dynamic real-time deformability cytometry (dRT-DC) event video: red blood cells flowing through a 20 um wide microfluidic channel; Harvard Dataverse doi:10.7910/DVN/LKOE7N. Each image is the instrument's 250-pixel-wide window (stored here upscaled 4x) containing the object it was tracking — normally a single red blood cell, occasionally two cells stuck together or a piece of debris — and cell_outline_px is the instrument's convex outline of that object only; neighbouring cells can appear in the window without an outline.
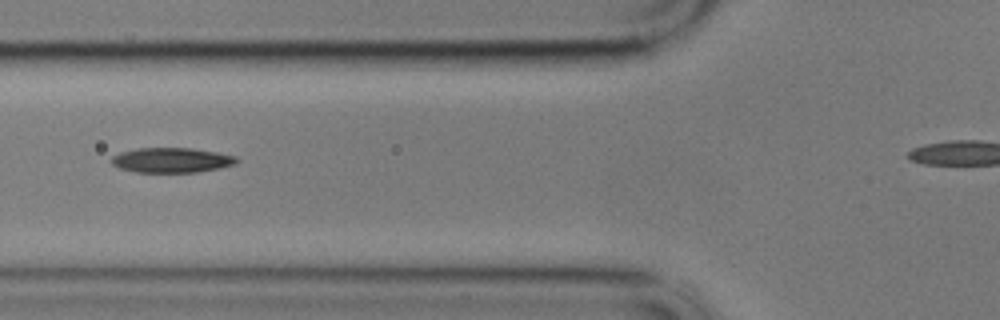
{"species": "common noctule bat (a hibernating species)", "species_latin": "Nyctalus noctula", "temperature_condition": "cold", "stored_images_in_passage": 42, "camera_frame_rate_fps": 3000, "um_per_image_px": 0.085, "animal": {"sex": "male", "body_mass_g": 17.9}, "frame": {"image": 1, "passage_image": 13, "time_ms": 4.0, "image_size_px": [1000, 320], "cell_outline_px": [[240, 160], [236, 164], [220, 168], [196, 172], [136, 172], [120, 168], [112, 164], [108, 160], [112, 156], [120, 152], [136, 148], [192, 148], [216, 152], [236, 156]], "centroid_in_image_um": [14.58, 13.61], "position_along_channel_um": 111.2, "area_um2": 18.32}}
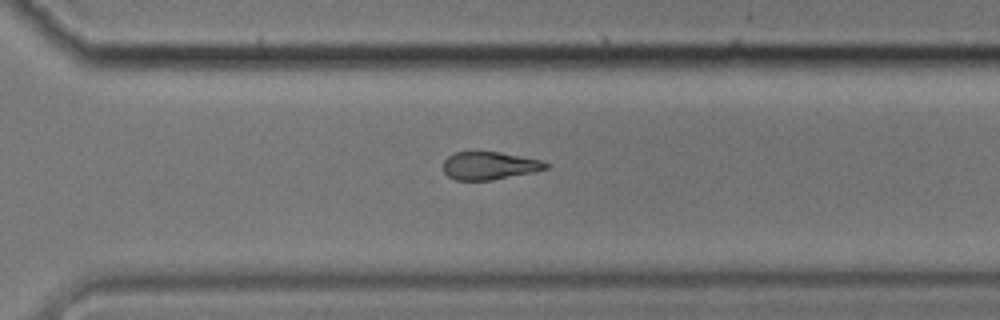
{"frame": {"image": 2, "passage_image": 32, "time_ms": 10.333, "image_size_px": [1000, 320], "cell_outline_px": [[552, 164], [548, 168], [532, 172], [492, 180], [456, 180], [448, 176], [444, 172], [444, 160], [448, 156], [456, 152], [500, 152], [540, 160]], "centroid_in_image_um": [41.61, 14.08], "position_along_channel_um": 329.0, "area_um2": 16.53}}
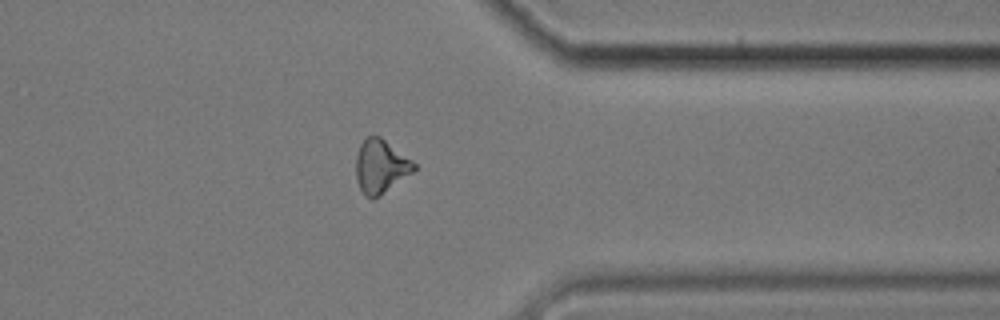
{"frame": {"image": 3, "passage_image": 37, "time_ms": 12.0, "image_size_px": [1000, 320], "cell_outline_px": [[416, 168], [412, 172], [380, 196], [372, 200], [364, 196], [356, 180], [356, 156], [360, 144], [368, 136], [380, 136], [412, 160], [416, 164]], "centroid_in_image_um": [32.34, 14.16], "position_along_channel_um": 379.1, "area_um2": 18.09}}